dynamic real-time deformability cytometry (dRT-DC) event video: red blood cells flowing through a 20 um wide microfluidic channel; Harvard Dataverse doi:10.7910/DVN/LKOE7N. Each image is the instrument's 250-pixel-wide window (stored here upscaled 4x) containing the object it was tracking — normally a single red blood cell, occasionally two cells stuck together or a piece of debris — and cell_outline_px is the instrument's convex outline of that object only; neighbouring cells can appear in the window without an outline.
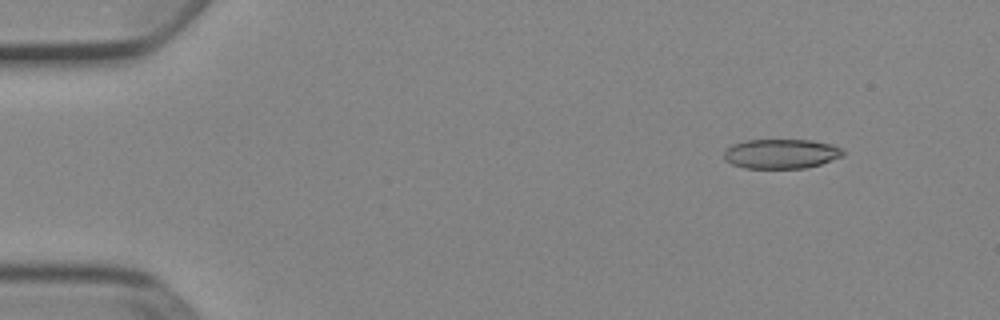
{"species": "Egyptian fruit bat (a non-hibernating species)", "species_latin": "Rousettus aegyptiacus", "temperature_condition": "cold", "stored_images_in_passage": 47, "camera_frame_rate_fps": 3000, "um_per_image_px": 0.085, "animal": {"sex": "female"}, "frame": {"image": 1, "passage_image": 1, "time_ms": 0.0, "image_size_px": [1000, 320], "cell_outline_px": [[844, 156], [820, 164], [804, 168], [744, 168], [732, 164], [724, 160], [724, 152], [732, 144], [744, 140], [812, 140], [832, 144], [840, 148], [844, 152]], "centroid_in_image_um": [66.39, 13.07], "position_along_channel_um": 18.6, "area_um2": 20.58}}
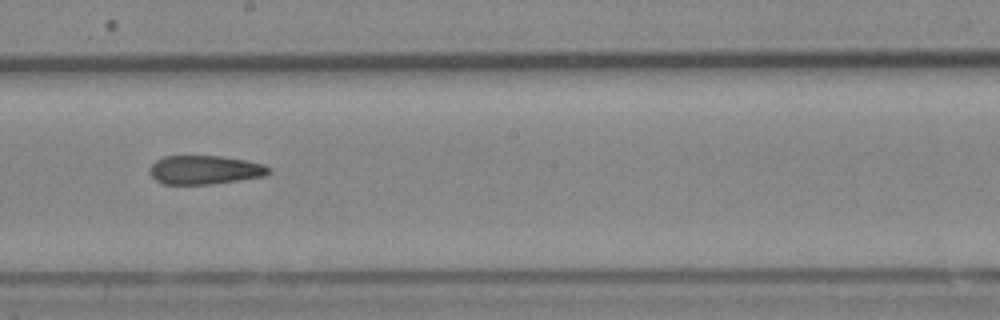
{"frame": {"image": 2, "passage_image": 25, "time_ms": 8.0, "image_size_px": [1000, 320], "cell_outline_px": [[272, 172], [264, 176], [240, 180], [212, 184], [164, 184], [156, 180], [148, 172], [148, 168], [156, 160], [164, 156], [220, 156], [244, 160], [264, 164], [272, 168]], "centroid_in_image_um": [17.42, 14.44], "position_along_channel_um": 230.8, "area_um2": 20.11}}
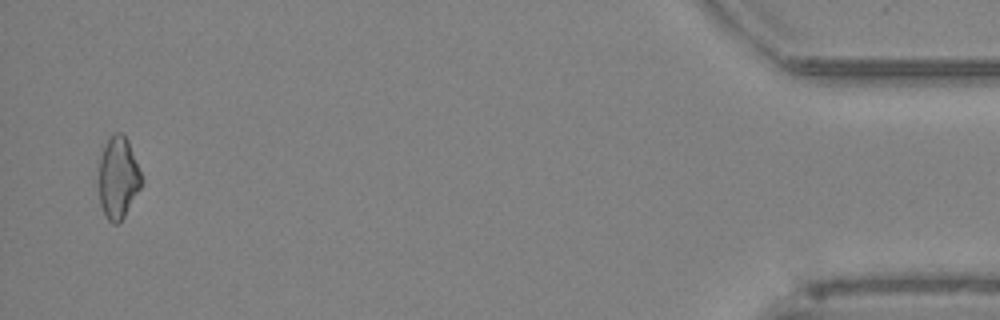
{"frame": {"image": 3, "passage_image": 46, "time_ms": 15.0, "image_size_px": [1000, 320], "cell_outline_px": [[144, 180], [140, 188], [124, 216], [116, 224], [112, 224], [104, 216], [100, 204], [96, 180], [100, 156], [112, 132], [120, 132], [128, 140]], "centroid_in_image_um": [10.0, 15.11], "position_along_channel_um": 425.2, "area_um2": 20.87}, "authors_computed_cell_mechanics": {"area_um2": 21.0392, "velocity_mm_per_s": 3.9229, "shape_relaxation_time_tau1_ms": null, "shape_relaxation_time_tau2_ms": 3.7965, "deformation_change_tau1": null, "deformation_change_tau2": 0.1203}}